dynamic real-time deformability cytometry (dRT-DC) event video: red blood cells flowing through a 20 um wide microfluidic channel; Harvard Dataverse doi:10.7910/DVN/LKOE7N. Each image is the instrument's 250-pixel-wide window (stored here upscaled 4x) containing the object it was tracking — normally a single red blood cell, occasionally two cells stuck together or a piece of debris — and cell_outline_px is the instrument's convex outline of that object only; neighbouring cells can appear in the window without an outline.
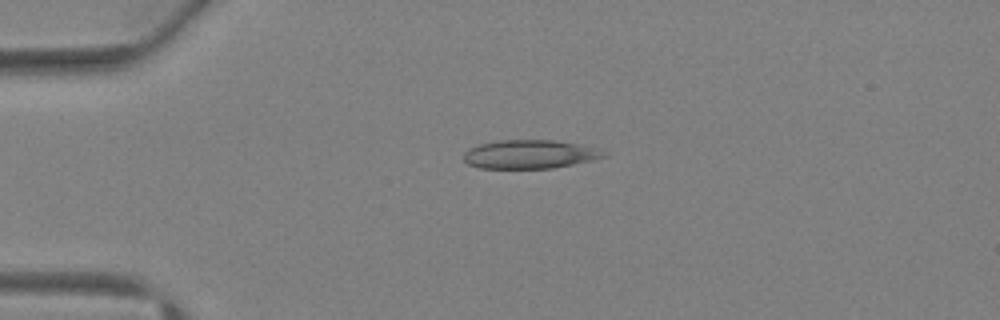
{"species": "Egyptian fruit bat (a non-hibernating species)", "species_latin": "Rousettus aegyptiacus", "temperature_condition": "warm", "stored_images_in_passage": 43, "camera_frame_rate_fps": 3000, "um_per_image_px": 0.085, "animal": {"sex": "female"}, "frame": {"image": 1, "passage_image": 11, "time_ms": 3.333, "image_size_px": [1000, 320], "cell_outline_px": [[608, 156], [596, 160], [552, 168], [480, 168], [468, 164], [464, 160], [464, 152], [468, 148], [480, 144], [496, 140], [552, 140], [576, 144], [608, 152]], "centroid_in_image_um": [45.03, 13.12], "position_along_channel_um": 40.0, "area_um2": 23.41}}
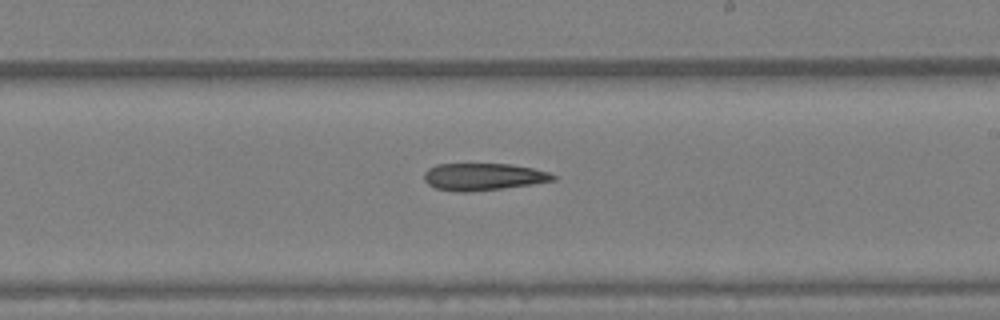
{"frame": {"image": 2, "passage_image": 26, "time_ms": 8.333, "image_size_px": [1000, 320], "cell_outline_px": [[556, 180], [532, 184], [468, 192], [460, 192], [436, 188], [428, 184], [424, 180], [424, 172], [428, 168], [436, 164], [512, 164], [532, 168], [548, 172], [556, 176]], "centroid_in_image_um": [41.06, 15.01], "position_along_channel_um": 247.9, "area_um2": 20.29}}
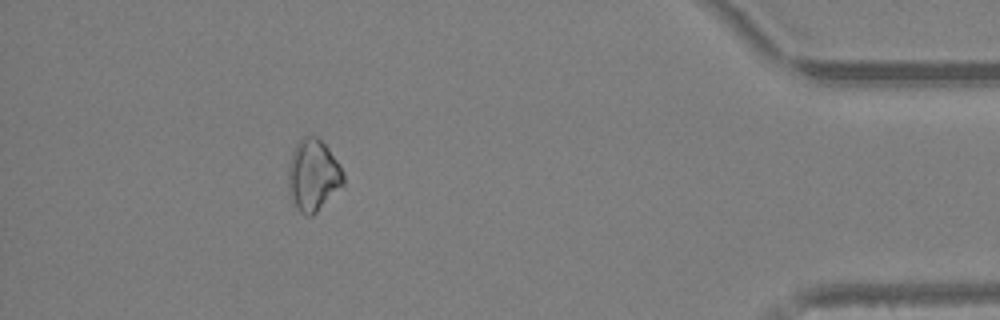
{"frame": {"image": 3, "passage_image": 39, "time_ms": 12.667, "image_size_px": [1000, 320], "cell_outline_px": [[344, 184], [312, 216], [308, 216], [300, 212], [292, 204], [288, 192], [288, 168], [292, 152], [296, 144], [304, 136], [316, 136], [328, 148], [340, 164], [344, 172]], "centroid_in_image_um": [26.6, 14.91], "position_along_channel_um": 408.6, "area_um2": 23.12}}